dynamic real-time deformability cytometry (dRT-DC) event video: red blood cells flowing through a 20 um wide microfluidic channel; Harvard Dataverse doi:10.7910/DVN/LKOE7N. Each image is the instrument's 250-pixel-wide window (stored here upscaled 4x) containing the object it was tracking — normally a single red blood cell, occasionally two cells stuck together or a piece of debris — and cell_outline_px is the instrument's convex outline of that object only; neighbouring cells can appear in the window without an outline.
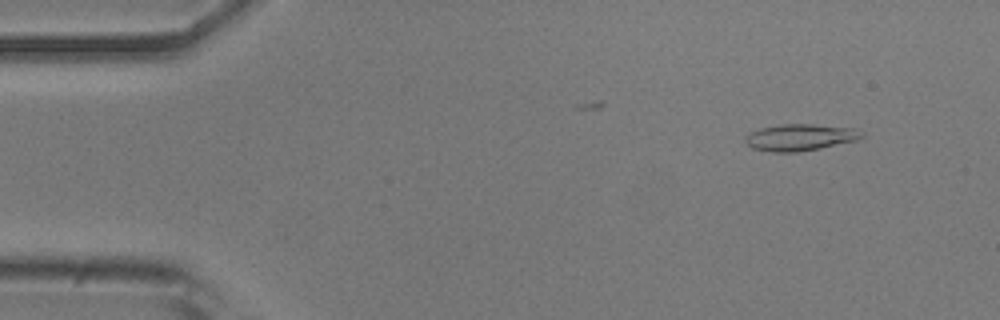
{"species": "common noctule bat (a hibernating species)", "species_latin": "Nyctalus noctula", "temperature_condition": "room temperature", "stored_images_in_passage": 46, "camera_frame_rate_fps": 3000, "um_per_image_px": 0.085, "animal": {"sex": "male", "body_mass_g": 20.5, "forearm_length_mm": 52.5}, "frame": {"image": 1, "passage_image": 2, "time_ms": 0.333, "image_size_px": [1000, 320], "cell_outline_px": [[864, 136], [860, 140], [820, 148], [796, 152], [772, 152], [752, 148], [744, 140], [748, 132], [760, 128], [780, 124], [812, 124], [856, 128], [864, 132]], "centroid_in_image_um": [68.04, 11.67], "position_along_channel_um": 17.0, "area_um2": 18.32}}
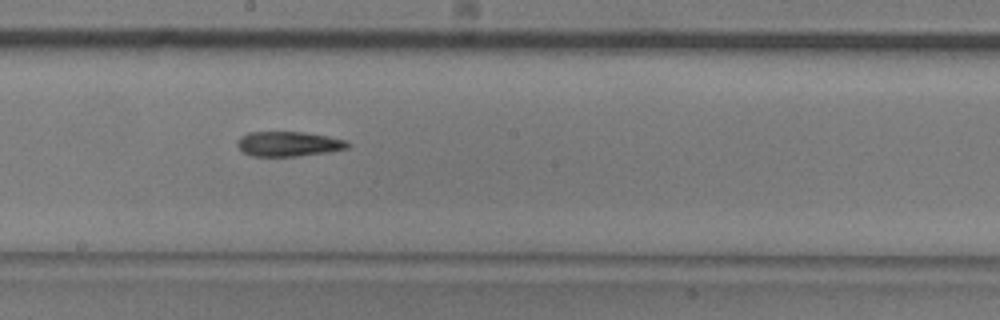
{"frame": {"image": 2, "passage_image": 25, "time_ms": 8.0, "image_size_px": [1000, 320], "cell_outline_px": [[352, 144], [348, 148], [328, 152], [296, 156], [252, 156], [244, 152], [236, 144], [236, 140], [240, 136], [248, 132], [304, 132], [328, 136], [348, 140]], "centroid_in_image_um": [24.55, 12.22], "position_along_channel_um": 223.7, "area_um2": 16.13}}
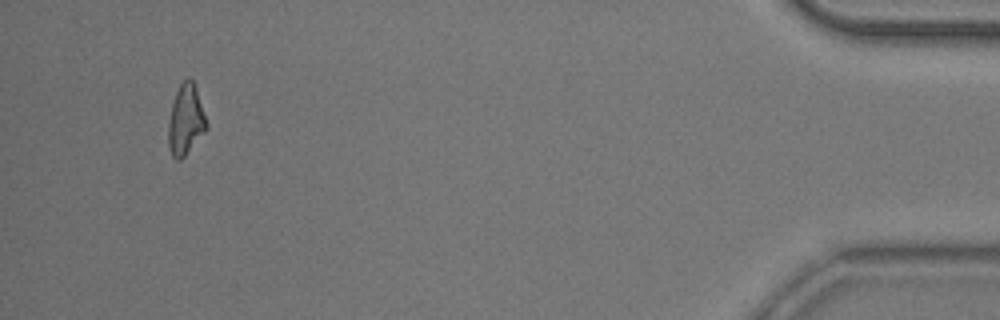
{"frame": {"image": 3, "passage_image": 46, "time_ms": 15.0, "image_size_px": [1000, 320], "cell_outline_px": [[208, 128], [184, 156], [180, 160], [176, 160], [172, 156], [168, 144], [168, 124], [172, 104], [176, 92], [180, 84], [188, 76], [192, 80], [196, 88], [208, 124]], "centroid_in_image_um": [15.79, 10.19], "position_along_channel_um": 419.4, "area_um2": 15.55}, "authors_computed_cell_mechanics": {"area_um2": 16.2418, "velocity_mm_per_s": 3.8923, "shape_relaxation_time_tau1_ms": null, "shape_relaxation_time_tau2_ms": 7.3438, "deformation_change_tau1": null, "deformation_change_tau2": 0.2048}}